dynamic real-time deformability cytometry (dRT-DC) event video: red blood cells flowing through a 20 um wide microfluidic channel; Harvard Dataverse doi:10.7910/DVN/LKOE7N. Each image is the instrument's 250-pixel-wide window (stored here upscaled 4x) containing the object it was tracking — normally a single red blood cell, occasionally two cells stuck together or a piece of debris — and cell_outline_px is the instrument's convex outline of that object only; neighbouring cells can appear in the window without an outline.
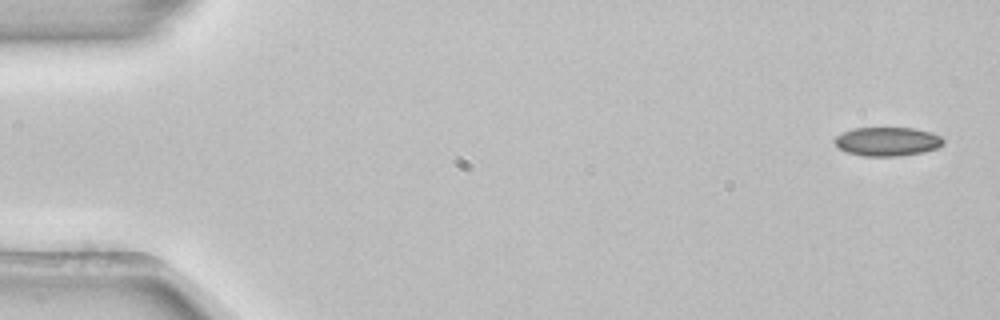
{"species": "common noctule bat (a hibernating species)", "species_latin": "Nyctalus noctula", "temperature_condition": "room temperature", "stored_images_in_passage": 4, "camera_frame_rate_fps": 3000, "um_per_image_px": 0.085, "animal": {"sex": "female", "body_mass_g": 22.7, "forearm_length_mm": 54.2}, "frame": {"image": 1, "passage_image": 1, "time_ms": 0.0, "image_size_px": [1000, 320], "cell_outline_px": [[944, 144], [936, 148], [924, 152], [900, 156], [864, 156], [848, 152], [840, 148], [832, 140], [836, 136], [852, 128], [916, 128], [932, 132], [940, 136], [944, 140]], "centroid_in_image_um": [75.45, 12.02], "position_along_channel_um": 9.6, "area_um2": 18.32}}
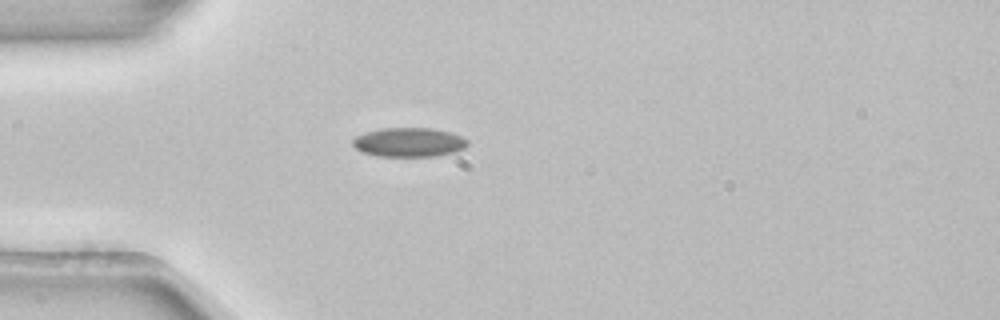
{"frame": {"image": 2, "passage_image": 4, "time_ms": 1.0, "image_size_px": [1000, 320], "cell_outline_px": [[468, 144], [464, 148], [456, 152], [436, 156], [376, 156], [360, 152], [352, 144], [352, 140], [356, 136], [364, 132], [380, 128], [432, 128], [452, 132], [468, 140]], "centroid_in_image_um": [34.75, 12.09], "position_along_channel_um": 50.3, "area_um2": 19.77}}